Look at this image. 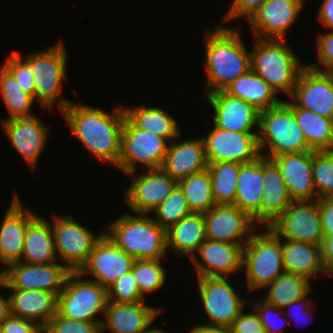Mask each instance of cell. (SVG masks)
<instances>
[{
  "instance_id": "44dd1931",
  "label": "cell",
  "mask_w": 333,
  "mask_h": 333,
  "mask_svg": "<svg viewBox=\"0 0 333 333\" xmlns=\"http://www.w3.org/2000/svg\"><path fill=\"white\" fill-rule=\"evenodd\" d=\"M36 115L1 121L10 143L28 167L35 169L49 138V127Z\"/></svg>"
},
{
  "instance_id": "1f68e13d",
  "label": "cell",
  "mask_w": 333,
  "mask_h": 333,
  "mask_svg": "<svg viewBox=\"0 0 333 333\" xmlns=\"http://www.w3.org/2000/svg\"><path fill=\"white\" fill-rule=\"evenodd\" d=\"M125 117L138 129L150 131L155 135L165 138L169 143L181 136L178 122L163 108L146 107L138 105L134 107L124 106Z\"/></svg>"
},
{
  "instance_id": "60d3db41",
  "label": "cell",
  "mask_w": 333,
  "mask_h": 333,
  "mask_svg": "<svg viewBox=\"0 0 333 333\" xmlns=\"http://www.w3.org/2000/svg\"><path fill=\"white\" fill-rule=\"evenodd\" d=\"M154 221L166 230L192 213L183 190L177 184L170 195L152 212Z\"/></svg>"
},
{
  "instance_id": "5bb4252c",
  "label": "cell",
  "mask_w": 333,
  "mask_h": 333,
  "mask_svg": "<svg viewBox=\"0 0 333 333\" xmlns=\"http://www.w3.org/2000/svg\"><path fill=\"white\" fill-rule=\"evenodd\" d=\"M202 137L208 163L221 161L247 164L261 157L258 133H240L212 126Z\"/></svg>"
},
{
  "instance_id": "83f0119b",
  "label": "cell",
  "mask_w": 333,
  "mask_h": 333,
  "mask_svg": "<svg viewBox=\"0 0 333 333\" xmlns=\"http://www.w3.org/2000/svg\"><path fill=\"white\" fill-rule=\"evenodd\" d=\"M11 290V315L33 321L41 326H47L49 321L57 314L59 293L41 290Z\"/></svg>"
},
{
  "instance_id": "681fc988",
  "label": "cell",
  "mask_w": 333,
  "mask_h": 333,
  "mask_svg": "<svg viewBox=\"0 0 333 333\" xmlns=\"http://www.w3.org/2000/svg\"><path fill=\"white\" fill-rule=\"evenodd\" d=\"M251 311L244 312L243 310L237 316L233 325L230 327V333H266L256 311L253 308Z\"/></svg>"
},
{
  "instance_id": "7dc6e473",
  "label": "cell",
  "mask_w": 333,
  "mask_h": 333,
  "mask_svg": "<svg viewBox=\"0 0 333 333\" xmlns=\"http://www.w3.org/2000/svg\"><path fill=\"white\" fill-rule=\"evenodd\" d=\"M316 40L318 64L312 62L307 65L312 69L333 72V30L317 35Z\"/></svg>"
},
{
  "instance_id": "f6af8a7d",
  "label": "cell",
  "mask_w": 333,
  "mask_h": 333,
  "mask_svg": "<svg viewBox=\"0 0 333 333\" xmlns=\"http://www.w3.org/2000/svg\"><path fill=\"white\" fill-rule=\"evenodd\" d=\"M256 300H255V302L253 300H250L252 303L251 306L258 314L260 321L266 330V333L283 332V329L286 326L285 322L287 323V321L284 319L285 315L283 313L284 312L283 308H278L274 305L267 303L265 300H262V299H261V301H259V299H256ZM273 311H274V314H272ZM270 315H272V316H270ZM279 318H280V320H279ZM276 320L278 321L279 324L276 322Z\"/></svg>"
},
{
  "instance_id": "9a60e30c",
  "label": "cell",
  "mask_w": 333,
  "mask_h": 333,
  "mask_svg": "<svg viewBox=\"0 0 333 333\" xmlns=\"http://www.w3.org/2000/svg\"><path fill=\"white\" fill-rule=\"evenodd\" d=\"M137 172L138 170L126 174L134 180L125 189L124 200L133 214H149L151 216L158 205L170 195L178 182L161 168L150 169L141 174Z\"/></svg>"
},
{
  "instance_id": "2e32d148",
  "label": "cell",
  "mask_w": 333,
  "mask_h": 333,
  "mask_svg": "<svg viewBox=\"0 0 333 333\" xmlns=\"http://www.w3.org/2000/svg\"><path fill=\"white\" fill-rule=\"evenodd\" d=\"M289 98L298 107L333 120V72L312 69L306 64Z\"/></svg>"
},
{
  "instance_id": "6f0895ef",
  "label": "cell",
  "mask_w": 333,
  "mask_h": 333,
  "mask_svg": "<svg viewBox=\"0 0 333 333\" xmlns=\"http://www.w3.org/2000/svg\"><path fill=\"white\" fill-rule=\"evenodd\" d=\"M0 288H5V283L0 277ZM11 315L9 296L6 298L0 294V325Z\"/></svg>"
},
{
  "instance_id": "f1b7e54d",
  "label": "cell",
  "mask_w": 333,
  "mask_h": 333,
  "mask_svg": "<svg viewBox=\"0 0 333 333\" xmlns=\"http://www.w3.org/2000/svg\"><path fill=\"white\" fill-rule=\"evenodd\" d=\"M281 247L285 272L308 280L315 279L320 274L328 276L322 262L320 246L303 241L281 239Z\"/></svg>"
},
{
  "instance_id": "bcb514c9",
  "label": "cell",
  "mask_w": 333,
  "mask_h": 333,
  "mask_svg": "<svg viewBox=\"0 0 333 333\" xmlns=\"http://www.w3.org/2000/svg\"><path fill=\"white\" fill-rule=\"evenodd\" d=\"M101 323L66 319L57 313L47 327L51 333H101Z\"/></svg>"
},
{
  "instance_id": "c3c4849f",
  "label": "cell",
  "mask_w": 333,
  "mask_h": 333,
  "mask_svg": "<svg viewBox=\"0 0 333 333\" xmlns=\"http://www.w3.org/2000/svg\"><path fill=\"white\" fill-rule=\"evenodd\" d=\"M267 0H233L230 4L227 13L224 15V22L230 20H238V18H246L245 21H249L251 17L260 9V7Z\"/></svg>"
},
{
  "instance_id": "9f6ffc18",
  "label": "cell",
  "mask_w": 333,
  "mask_h": 333,
  "mask_svg": "<svg viewBox=\"0 0 333 333\" xmlns=\"http://www.w3.org/2000/svg\"><path fill=\"white\" fill-rule=\"evenodd\" d=\"M189 333H230L229 327L206 326L203 324H195Z\"/></svg>"
},
{
  "instance_id": "7bdbcfd3",
  "label": "cell",
  "mask_w": 333,
  "mask_h": 333,
  "mask_svg": "<svg viewBox=\"0 0 333 333\" xmlns=\"http://www.w3.org/2000/svg\"><path fill=\"white\" fill-rule=\"evenodd\" d=\"M19 52H11L2 66L14 77L19 87L24 92L30 94L35 100V86L33 82L34 64Z\"/></svg>"
},
{
  "instance_id": "f546056e",
  "label": "cell",
  "mask_w": 333,
  "mask_h": 333,
  "mask_svg": "<svg viewBox=\"0 0 333 333\" xmlns=\"http://www.w3.org/2000/svg\"><path fill=\"white\" fill-rule=\"evenodd\" d=\"M36 215L27 225L20 262L46 264L58 262L51 222Z\"/></svg>"
},
{
  "instance_id": "d6a6232c",
  "label": "cell",
  "mask_w": 333,
  "mask_h": 333,
  "mask_svg": "<svg viewBox=\"0 0 333 333\" xmlns=\"http://www.w3.org/2000/svg\"><path fill=\"white\" fill-rule=\"evenodd\" d=\"M224 91L251 104L260 112L283 101L278 98L276 91L251 69L233 81Z\"/></svg>"
},
{
  "instance_id": "e575fe53",
  "label": "cell",
  "mask_w": 333,
  "mask_h": 333,
  "mask_svg": "<svg viewBox=\"0 0 333 333\" xmlns=\"http://www.w3.org/2000/svg\"><path fill=\"white\" fill-rule=\"evenodd\" d=\"M294 112L295 119L314 151H328L333 143V120L298 107L293 101H284Z\"/></svg>"
},
{
  "instance_id": "ffe728a7",
  "label": "cell",
  "mask_w": 333,
  "mask_h": 333,
  "mask_svg": "<svg viewBox=\"0 0 333 333\" xmlns=\"http://www.w3.org/2000/svg\"><path fill=\"white\" fill-rule=\"evenodd\" d=\"M192 256L196 277H231L243 271V247L239 244L206 239Z\"/></svg>"
},
{
  "instance_id": "cb8c5ba5",
  "label": "cell",
  "mask_w": 333,
  "mask_h": 333,
  "mask_svg": "<svg viewBox=\"0 0 333 333\" xmlns=\"http://www.w3.org/2000/svg\"><path fill=\"white\" fill-rule=\"evenodd\" d=\"M264 192L259 210L252 216L256 226L269 227L293 202L278 165L263 157Z\"/></svg>"
},
{
  "instance_id": "836d02e7",
  "label": "cell",
  "mask_w": 333,
  "mask_h": 333,
  "mask_svg": "<svg viewBox=\"0 0 333 333\" xmlns=\"http://www.w3.org/2000/svg\"><path fill=\"white\" fill-rule=\"evenodd\" d=\"M263 184V156L254 162L240 164L234 205L252 217L260 208Z\"/></svg>"
},
{
  "instance_id": "30bf717a",
  "label": "cell",
  "mask_w": 333,
  "mask_h": 333,
  "mask_svg": "<svg viewBox=\"0 0 333 333\" xmlns=\"http://www.w3.org/2000/svg\"><path fill=\"white\" fill-rule=\"evenodd\" d=\"M169 142L154 133L136 128L126 117L121 133L118 169L128 174L137 171V165L147 170L160 169Z\"/></svg>"
},
{
  "instance_id": "ba28073f",
  "label": "cell",
  "mask_w": 333,
  "mask_h": 333,
  "mask_svg": "<svg viewBox=\"0 0 333 333\" xmlns=\"http://www.w3.org/2000/svg\"><path fill=\"white\" fill-rule=\"evenodd\" d=\"M80 272H70L58 295L57 313L66 319L102 322L108 302L107 289Z\"/></svg>"
},
{
  "instance_id": "ac0fdd59",
  "label": "cell",
  "mask_w": 333,
  "mask_h": 333,
  "mask_svg": "<svg viewBox=\"0 0 333 333\" xmlns=\"http://www.w3.org/2000/svg\"><path fill=\"white\" fill-rule=\"evenodd\" d=\"M203 215L209 240L239 244L244 248L256 230L252 217L235 205H214Z\"/></svg>"
},
{
  "instance_id": "816d5d0a",
  "label": "cell",
  "mask_w": 333,
  "mask_h": 333,
  "mask_svg": "<svg viewBox=\"0 0 333 333\" xmlns=\"http://www.w3.org/2000/svg\"><path fill=\"white\" fill-rule=\"evenodd\" d=\"M306 297H304V298H300V299H297V300H295L294 302H291L290 304H288V305H286L285 307H283V313H284V315H287V314H291L292 316H290V315H287V316H285V317H289V318H291V320L293 321V320H295V322L296 321H298V319H300L299 317H301L302 315H303V318H304V316H306L307 318H308V320H310V316L313 314V313H311V312H313L312 310H314V308H313V302L312 301H308V299H307V301H306ZM312 302V303H311ZM297 306V307H296ZM293 307V308H292ZM295 308V309H294ZM296 308H297V310H296ZM313 308V309H312ZM290 309V310H289ZM288 310V311H287ZM286 311V312H285ZM292 312V313H291ZM294 313V314H293ZM305 314V315H304ZM298 315H300L299 317H297ZM292 317H293V319H292ZM305 317V318H306ZM306 318V319H307ZM303 320V319H302ZM301 320V321H302ZM305 320V319H304ZM303 320V321H304ZM308 320H306V321H308ZM300 321V320H299ZM311 321V320H310ZM298 323V322H297ZM305 323V322H304ZM306 323H310V322H306Z\"/></svg>"
},
{
  "instance_id": "4fadbf2b",
  "label": "cell",
  "mask_w": 333,
  "mask_h": 333,
  "mask_svg": "<svg viewBox=\"0 0 333 333\" xmlns=\"http://www.w3.org/2000/svg\"><path fill=\"white\" fill-rule=\"evenodd\" d=\"M0 277L5 288L16 290H41L60 293L70 271L61 263L28 264L16 262L2 268Z\"/></svg>"
},
{
  "instance_id": "d6986e66",
  "label": "cell",
  "mask_w": 333,
  "mask_h": 333,
  "mask_svg": "<svg viewBox=\"0 0 333 333\" xmlns=\"http://www.w3.org/2000/svg\"><path fill=\"white\" fill-rule=\"evenodd\" d=\"M135 259L116 246L105 234L95 243L87 263L80 273L108 289L123 274L132 269Z\"/></svg>"
},
{
  "instance_id": "e0dca14e",
  "label": "cell",
  "mask_w": 333,
  "mask_h": 333,
  "mask_svg": "<svg viewBox=\"0 0 333 333\" xmlns=\"http://www.w3.org/2000/svg\"><path fill=\"white\" fill-rule=\"evenodd\" d=\"M306 0H267L247 22L253 38L285 40Z\"/></svg>"
},
{
  "instance_id": "7c38bea8",
  "label": "cell",
  "mask_w": 333,
  "mask_h": 333,
  "mask_svg": "<svg viewBox=\"0 0 333 333\" xmlns=\"http://www.w3.org/2000/svg\"><path fill=\"white\" fill-rule=\"evenodd\" d=\"M280 238L303 241L320 246L324 234L316 201H293L269 226Z\"/></svg>"
},
{
  "instance_id": "ee69618b",
  "label": "cell",
  "mask_w": 333,
  "mask_h": 333,
  "mask_svg": "<svg viewBox=\"0 0 333 333\" xmlns=\"http://www.w3.org/2000/svg\"><path fill=\"white\" fill-rule=\"evenodd\" d=\"M108 301L113 303L146 302L139 292L132 271H128L117 279L108 289Z\"/></svg>"
},
{
  "instance_id": "5b68a950",
  "label": "cell",
  "mask_w": 333,
  "mask_h": 333,
  "mask_svg": "<svg viewBox=\"0 0 333 333\" xmlns=\"http://www.w3.org/2000/svg\"><path fill=\"white\" fill-rule=\"evenodd\" d=\"M258 130V145L263 157L271 159L282 154L312 150L293 110L284 101L260 112Z\"/></svg>"
},
{
  "instance_id": "9c48e42d",
  "label": "cell",
  "mask_w": 333,
  "mask_h": 333,
  "mask_svg": "<svg viewBox=\"0 0 333 333\" xmlns=\"http://www.w3.org/2000/svg\"><path fill=\"white\" fill-rule=\"evenodd\" d=\"M52 217L51 228L57 259L70 272H79L87 263L93 246L104 233L94 234L90 228L74 220L71 214H54Z\"/></svg>"
},
{
  "instance_id": "ab89813d",
  "label": "cell",
  "mask_w": 333,
  "mask_h": 333,
  "mask_svg": "<svg viewBox=\"0 0 333 333\" xmlns=\"http://www.w3.org/2000/svg\"><path fill=\"white\" fill-rule=\"evenodd\" d=\"M162 260L135 259L132 274L135 278L139 292L143 298L147 293H152L163 287L167 273L162 265Z\"/></svg>"
},
{
  "instance_id": "b9f144b4",
  "label": "cell",
  "mask_w": 333,
  "mask_h": 333,
  "mask_svg": "<svg viewBox=\"0 0 333 333\" xmlns=\"http://www.w3.org/2000/svg\"><path fill=\"white\" fill-rule=\"evenodd\" d=\"M312 176L318 199L333 197V155L312 150Z\"/></svg>"
},
{
  "instance_id": "277c9868",
  "label": "cell",
  "mask_w": 333,
  "mask_h": 333,
  "mask_svg": "<svg viewBox=\"0 0 333 333\" xmlns=\"http://www.w3.org/2000/svg\"><path fill=\"white\" fill-rule=\"evenodd\" d=\"M250 51L251 70L259 75L279 95L289 97L294 92L301 69L306 65L285 40L258 39ZM255 46V47H254Z\"/></svg>"
},
{
  "instance_id": "680465c9",
  "label": "cell",
  "mask_w": 333,
  "mask_h": 333,
  "mask_svg": "<svg viewBox=\"0 0 333 333\" xmlns=\"http://www.w3.org/2000/svg\"><path fill=\"white\" fill-rule=\"evenodd\" d=\"M153 326H150V328H148L146 331H144L143 333H168V332H165L164 330H161V328H157V327H153Z\"/></svg>"
},
{
  "instance_id": "4316f807",
  "label": "cell",
  "mask_w": 333,
  "mask_h": 333,
  "mask_svg": "<svg viewBox=\"0 0 333 333\" xmlns=\"http://www.w3.org/2000/svg\"><path fill=\"white\" fill-rule=\"evenodd\" d=\"M177 139V140H176ZM169 143L161 169L177 182L208 167L202 137L187 140L177 138ZM176 140V141H175Z\"/></svg>"
},
{
  "instance_id": "8d00e7d4",
  "label": "cell",
  "mask_w": 333,
  "mask_h": 333,
  "mask_svg": "<svg viewBox=\"0 0 333 333\" xmlns=\"http://www.w3.org/2000/svg\"><path fill=\"white\" fill-rule=\"evenodd\" d=\"M212 195L216 205H234L240 164L221 161L208 163Z\"/></svg>"
},
{
  "instance_id": "6da1fadb",
  "label": "cell",
  "mask_w": 333,
  "mask_h": 333,
  "mask_svg": "<svg viewBox=\"0 0 333 333\" xmlns=\"http://www.w3.org/2000/svg\"><path fill=\"white\" fill-rule=\"evenodd\" d=\"M62 117L82 145L100 161L118 168L121 133L125 121L122 103L113 112L71 102Z\"/></svg>"
},
{
  "instance_id": "3957f363",
  "label": "cell",
  "mask_w": 333,
  "mask_h": 333,
  "mask_svg": "<svg viewBox=\"0 0 333 333\" xmlns=\"http://www.w3.org/2000/svg\"><path fill=\"white\" fill-rule=\"evenodd\" d=\"M104 234L134 259L163 260L167 257V230L149 214H122L106 225Z\"/></svg>"
},
{
  "instance_id": "d590c367",
  "label": "cell",
  "mask_w": 333,
  "mask_h": 333,
  "mask_svg": "<svg viewBox=\"0 0 333 333\" xmlns=\"http://www.w3.org/2000/svg\"><path fill=\"white\" fill-rule=\"evenodd\" d=\"M265 296L261 297L267 303L278 308L307 297L313 291L311 282L305 277L284 272L266 287Z\"/></svg>"
},
{
  "instance_id": "484cf974",
  "label": "cell",
  "mask_w": 333,
  "mask_h": 333,
  "mask_svg": "<svg viewBox=\"0 0 333 333\" xmlns=\"http://www.w3.org/2000/svg\"><path fill=\"white\" fill-rule=\"evenodd\" d=\"M271 159L278 165L293 201L318 200L312 176V150Z\"/></svg>"
},
{
  "instance_id": "f5cc1de1",
  "label": "cell",
  "mask_w": 333,
  "mask_h": 333,
  "mask_svg": "<svg viewBox=\"0 0 333 333\" xmlns=\"http://www.w3.org/2000/svg\"><path fill=\"white\" fill-rule=\"evenodd\" d=\"M318 204L323 234L333 235V197L318 199Z\"/></svg>"
},
{
  "instance_id": "7a4b0ae2",
  "label": "cell",
  "mask_w": 333,
  "mask_h": 333,
  "mask_svg": "<svg viewBox=\"0 0 333 333\" xmlns=\"http://www.w3.org/2000/svg\"><path fill=\"white\" fill-rule=\"evenodd\" d=\"M240 25L215 26L204 32L206 71L205 95L224 91L251 69L250 51L243 41Z\"/></svg>"
},
{
  "instance_id": "8fae6325",
  "label": "cell",
  "mask_w": 333,
  "mask_h": 333,
  "mask_svg": "<svg viewBox=\"0 0 333 333\" xmlns=\"http://www.w3.org/2000/svg\"><path fill=\"white\" fill-rule=\"evenodd\" d=\"M204 312L209 317L206 326L231 327L250 301L239 296L228 277H196Z\"/></svg>"
},
{
  "instance_id": "f35d334b",
  "label": "cell",
  "mask_w": 333,
  "mask_h": 333,
  "mask_svg": "<svg viewBox=\"0 0 333 333\" xmlns=\"http://www.w3.org/2000/svg\"><path fill=\"white\" fill-rule=\"evenodd\" d=\"M178 185L184 192L191 212L206 213L216 205L212 195L211 176L208 169L179 180Z\"/></svg>"
},
{
  "instance_id": "94428289",
  "label": "cell",
  "mask_w": 333,
  "mask_h": 333,
  "mask_svg": "<svg viewBox=\"0 0 333 333\" xmlns=\"http://www.w3.org/2000/svg\"><path fill=\"white\" fill-rule=\"evenodd\" d=\"M328 151L333 155V143H332L331 148Z\"/></svg>"
},
{
  "instance_id": "91938a15",
  "label": "cell",
  "mask_w": 333,
  "mask_h": 333,
  "mask_svg": "<svg viewBox=\"0 0 333 333\" xmlns=\"http://www.w3.org/2000/svg\"><path fill=\"white\" fill-rule=\"evenodd\" d=\"M35 333H51L47 326H41Z\"/></svg>"
},
{
  "instance_id": "74e56055",
  "label": "cell",
  "mask_w": 333,
  "mask_h": 333,
  "mask_svg": "<svg viewBox=\"0 0 333 333\" xmlns=\"http://www.w3.org/2000/svg\"><path fill=\"white\" fill-rule=\"evenodd\" d=\"M0 94L9 113L2 121L36 115L31 109L34 106V98L19 87L14 77L3 66L0 67Z\"/></svg>"
},
{
  "instance_id": "7402d4cb",
  "label": "cell",
  "mask_w": 333,
  "mask_h": 333,
  "mask_svg": "<svg viewBox=\"0 0 333 333\" xmlns=\"http://www.w3.org/2000/svg\"><path fill=\"white\" fill-rule=\"evenodd\" d=\"M213 107L212 123L222 130L240 133H258L260 111L244 100L230 96L225 91L205 95Z\"/></svg>"
},
{
  "instance_id": "11a10c76",
  "label": "cell",
  "mask_w": 333,
  "mask_h": 333,
  "mask_svg": "<svg viewBox=\"0 0 333 333\" xmlns=\"http://www.w3.org/2000/svg\"><path fill=\"white\" fill-rule=\"evenodd\" d=\"M317 14V19L323 26L333 29V0H322Z\"/></svg>"
},
{
  "instance_id": "4dcf8cb0",
  "label": "cell",
  "mask_w": 333,
  "mask_h": 333,
  "mask_svg": "<svg viewBox=\"0 0 333 333\" xmlns=\"http://www.w3.org/2000/svg\"><path fill=\"white\" fill-rule=\"evenodd\" d=\"M203 213H190L167 229V249L180 257L197 256L195 252L206 240Z\"/></svg>"
},
{
  "instance_id": "603a6c76",
  "label": "cell",
  "mask_w": 333,
  "mask_h": 333,
  "mask_svg": "<svg viewBox=\"0 0 333 333\" xmlns=\"http://www.w3.org/2000/svg\"><path fill=\"white\" fill-rule=\"evenodd\" d=\"M12 198L0 223V263L6 267L20 262L27 225L37 215L30 208L25 209L18 195L14 194Z\"/></svg>"
},
{
  "instance_id": "f907efd6",
  "label": "cell",
  "mask_w": 333,
  "mask_h": 333,
  "mask_svg": "<svg viewBox=\"0 0 333 333\" xmlns=\"http://www.w3.org/2000/svg\"><path fill=\"white\" fill-rule=\"evenodd\" d=\"M40 327L41 325L33 321L14 315H10L0 325L1 333H35Z\"/></svg>"
},
{
  "instance_id": "8992f818",
  "label": "cell",
  "mask_w": 333,
  "mask_h": 333,
  "mask_svg": "<svg viewBox=\"0 0 333 333\" xmlns=\"http://www.w3.org/2000/svg\"><path fill=\"white\" fill-rule=\"evenodd\" d=\"M256 232L243 248L242 268L249 293L266 289L285 272L281 239L269 227Z\"/></svg>"
},
{
  "instance_id": "d4e9b609",
  "label": "cell",
  "mask_w": 333,
  "mask_h": 333,
  "mask_svg": "<svg viewBox=\"0 0 333 333\" xmlns=\"http://www.w3.org/2000/svg\"><path fill=\"white\" fill-rule=\"evenodd\" d=\"M163 309L148 306L147 302L113 303L107 302L101 323V333L107 329L111 333H143L160 315Z\"/></svg>"
},
{
  "instance_id": "db71d44e",
  "label": "cell",
  "mask_w": 333,
  "mask_h": 333,
  "mask_svg": "<svg viewBox=\"0 0 333 333\" xmlns=\"http://www.w3.org/2000/svg\"><path fill=\"white\" fill-rule=\"evenodd\" d=\"M320 250L326 274L333 276V235L324 236Z\"/></svg>"
},
{
  "instance_id": "52a82bcc",
  "label": "cell",
  "mask_w": 333,
  "mask_h": 333,
  "mask_svg": "<svg viewBox=\"0 0 333 333\" xmlns=\"http://www.w3.org/2000/svg\"><path fill=\"white\" fill-rule=\"evenodd\" d=\"M62 39L38 52L25 56L34 64L33 82L35 101L50 111L58 107L60 113L71 103L60 97L62 85L67 78L68 54Z\"/></svg>"
}]
</instances>
